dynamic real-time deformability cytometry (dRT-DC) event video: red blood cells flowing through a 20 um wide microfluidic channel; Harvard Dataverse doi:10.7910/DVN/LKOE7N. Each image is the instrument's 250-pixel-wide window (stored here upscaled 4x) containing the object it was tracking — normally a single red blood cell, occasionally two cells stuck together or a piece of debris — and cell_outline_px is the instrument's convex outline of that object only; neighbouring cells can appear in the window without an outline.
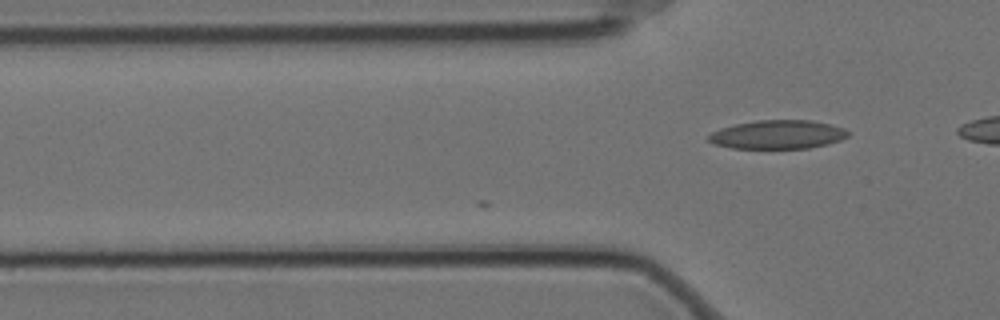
{"species": "Egyptian fruit bat (a non-hibernating species)", "species_latin": "Rousettus aegyptiacus", "temperature_condition": "cold", "stored_images_in_passage": 4, "camera_frame_rate_fps": 3000, "um_per_image_px": 0.085, "animal": {"sex": "female"}, "frame": {"image": 1, "passage_image": 4, "time_ms": 1.0, "image_size_px": [1000, 320], "cell_outline_px": [[848, 136], [840, 140], [828, 144], [808, 148], [732, 148], [712, 144], [708, 140], [708, 136], [712, 132], [720, 128], [736, 124], [756, 120], [812, 120], [832, 124], [844, 128], [848, 132]], "centroid_in_image_um": [66.1, 11.43], "position_along_channel_um": 59.7, "area_um2": 23.41}}